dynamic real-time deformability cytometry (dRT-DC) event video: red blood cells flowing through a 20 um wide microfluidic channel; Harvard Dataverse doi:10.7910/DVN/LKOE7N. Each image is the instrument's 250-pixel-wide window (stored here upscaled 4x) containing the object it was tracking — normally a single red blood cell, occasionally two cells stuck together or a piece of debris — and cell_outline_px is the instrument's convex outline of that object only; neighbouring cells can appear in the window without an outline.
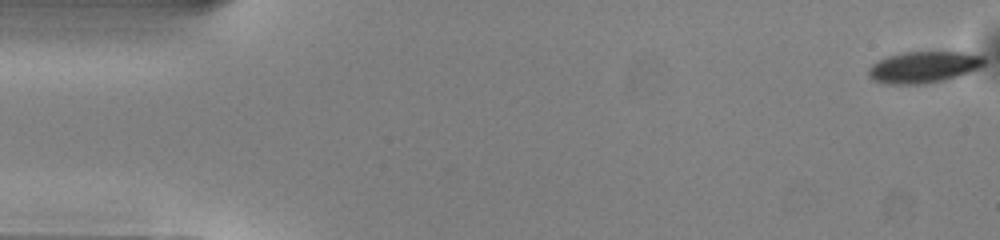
{"species": "common noctule bat (a hibernating species)", "species_latin": "Nyctalus noctula", "temperature_condition": "warm", "stored_images_in_passage": 12, "camera_frame_rate_fps": 3000, "um_per_image_px": 0.085, "animal": {"sex": "male", "body_mass_g": 13.0, "forearm_length_mm": 53.1}, "frame": {"image": 1, "passage_image": 1, "time_ms": 0.0, "image_size_px": [1000, 240], "cell_outline_px": [[984, 64], [980, 68], [944, 80], [924, 84], [888, 84], [872, 80], [868, 76], [868, 68], [872, 64], [888, 56], [904, 52], [964, 52], [984, 56]], "centroid_in_image_um": [78.49, 5.71], "position_along_channel_um": 6.5, "area_um2": 21.15}}